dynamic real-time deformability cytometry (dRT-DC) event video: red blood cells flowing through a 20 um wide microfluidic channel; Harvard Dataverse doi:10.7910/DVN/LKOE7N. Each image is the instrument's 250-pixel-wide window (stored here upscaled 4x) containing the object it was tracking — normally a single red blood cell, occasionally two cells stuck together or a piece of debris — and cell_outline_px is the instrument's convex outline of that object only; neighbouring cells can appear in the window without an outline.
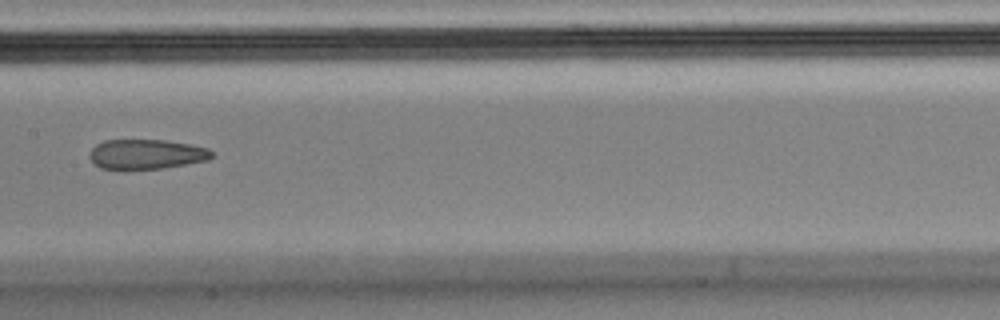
{"species": "Egyptian fruit bat (a non-hibernating species)", "species_latin": "Rousettus aegyptiacus", "temperature_condition": "cold", "stored_images_in_passage": 7, "camera_frame_rate_fps": 3000, "um_per_image_px": 0.085, "animal": {"sex": "male"}, "frame": {"image": 1, "passage_image": 6, "time_ms": 1.667, "image_size_px": [1000, 320], "cell_outline_px": [[212, 156], [208, 160], [164, 168], [100, 168], [88, 156], [92, 148], [96, 144], [104, 140], [164, 140], [188, 144], [208, 148], [212, 152]], "centroid_in_image_um": [12.44, 13.09], "position_along_channel_um": 195.0, "area_um2": 20.87}}
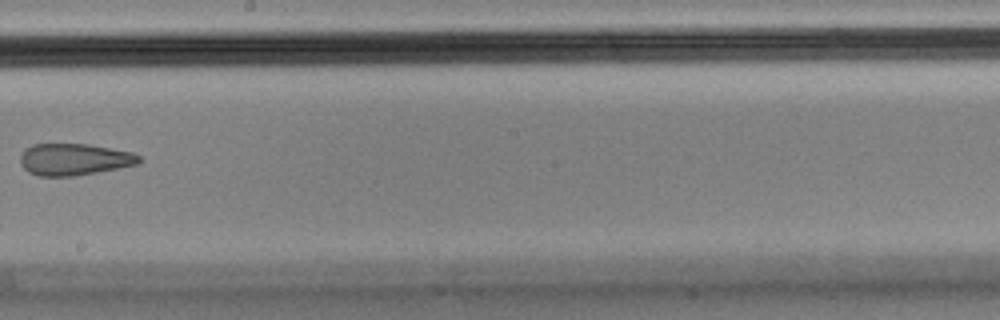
{"frame": {"image": 2, "passage_image": 7, "time_ms": 2.0, "image_size_px": [1000, 320], "cell_outline_px": [[140, 164], [96, 172], [72, 176], [40, 176], [28, 172], [20, 164], [20, 156], [24, 148], [32, 144], [88, 144], [132, 152], [140, 156]], "centroid_in_image_um": [6.28, 13.54], "position_along_channel_um": 241.9, "area_um2": 22.02}}